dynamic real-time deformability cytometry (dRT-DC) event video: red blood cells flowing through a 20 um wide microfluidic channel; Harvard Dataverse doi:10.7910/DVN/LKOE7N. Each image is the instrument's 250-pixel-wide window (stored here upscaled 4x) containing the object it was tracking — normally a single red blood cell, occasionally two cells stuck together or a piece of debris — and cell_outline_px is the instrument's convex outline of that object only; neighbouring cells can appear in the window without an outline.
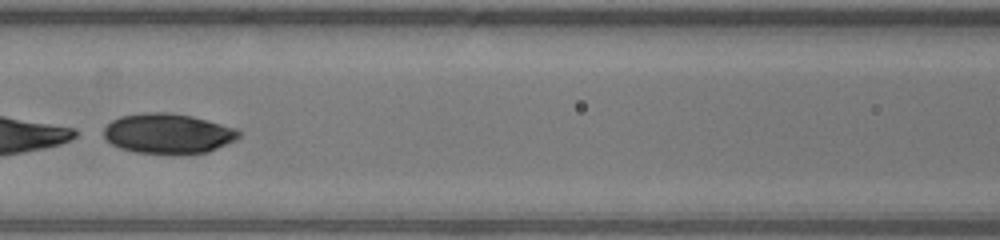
{"species": "human", "species_latin": "Homo sapiens", "temperature_condition": "warm", "stored_images_in_passage": 45, "segment_of_instrument_passage": [2, 2], "camera_frame_rate_fps": 3000, "um_per_image_px": 0.085, "donor": {"sex": "male"}, "frame": {"image": 1, "passage_image": 19, "time_ms": 6.0, "image_size_px": [1000, 240], "cell_outline_px": [[240, 136], [236, 140], [208, 152], [136, 152], [120, 148], [112, 144], [104, 136], [104, 128], [112, 120], [120, 116], [144, 112], [168, 112], [192, 116], [236, 128], [240, 132]], "centroid_in_image_um": [14.28, 11.32], "position_along_channel_um": 152.3, "area_um2": 30.98}}
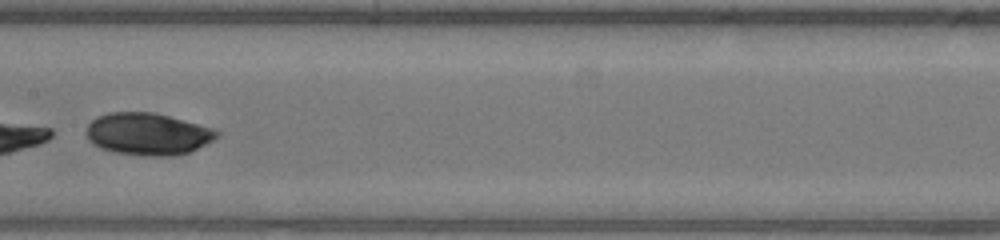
{"frame": {"image": 2, "passage_image": 22, "time_ms": 7.0, "image_size_px": [1000, 240], "cell_outline_px": [[220, 136], [188, 152], [172, 156], [152, 156], [116, 152], [100, 148], [92, 144], [88, 140], [88, 124], [96, 116], [108, 112], [152, 112], [216, 128], [220, 132]], "centroid_in_image_um": [12.57, 11.37], "position_along_channel_um": 194.8, "area_um2": 31.91}}